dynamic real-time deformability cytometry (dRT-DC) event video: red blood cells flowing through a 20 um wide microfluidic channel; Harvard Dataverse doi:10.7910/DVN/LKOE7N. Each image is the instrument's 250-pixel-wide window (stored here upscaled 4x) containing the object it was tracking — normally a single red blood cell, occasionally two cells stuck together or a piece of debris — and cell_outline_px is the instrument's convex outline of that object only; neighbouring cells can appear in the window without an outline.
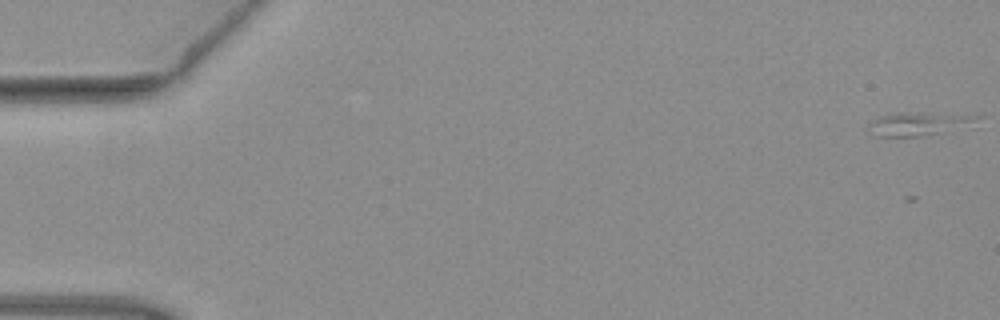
{"species": "common noctule bat (a hibernating species)", "species_latin": "Nyctalus noctula", "temperature_condition": "warm", "stored_images_in_passage": 53, "segment_of_instrument_passage": [1, 2], "camera_frame_rate_fps": 3000, "um_per_image_px": 0.085, "animal": {"sex": "female", "body_mass_g": 19.3, "forearm_length_mm": 54.1}, "frame": {"image": 1, "passage_image": 1, "time_ms": 0.0, "image_size_px": [1000, 320], "cell_outline_px": [[984, 116], [976, 128], [920, 136], [876, 136], [868, 132], [868, 124], [872, 120], [880, 116], [900, 112], [920, 112]], "centroid_in_image_um": [78.29, 10.53], "position_along_channel_um": 6.7, "area_um2": 15.72}}
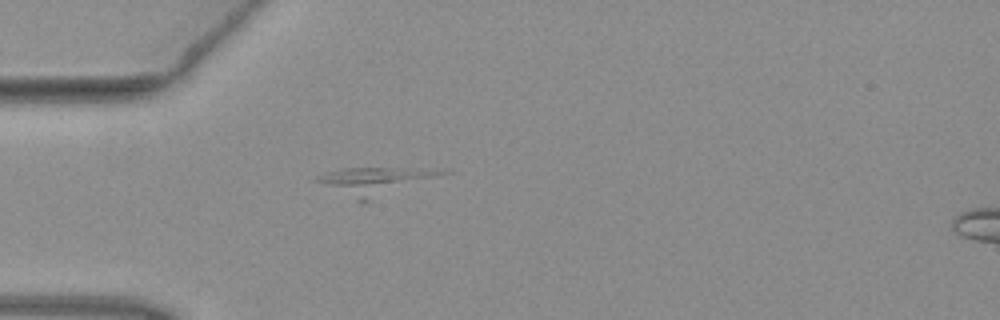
{"frame": {"image": 2, "passage_image": 16, "time_ms": 5.0, "image_size_px": [1000, 320], "cell_outline_px": [[452, 172], [364, 204], [360, 204], [312, 180], [316, 176], [324, 172], [340, 168], [388, 168]], "centroid_in_image_um": [31.71, 15.44], "position_along_channel_um": 53.3, "area_um2": 20.29}}